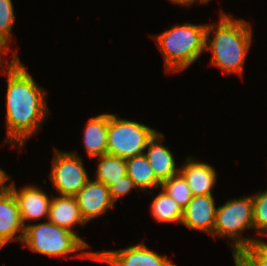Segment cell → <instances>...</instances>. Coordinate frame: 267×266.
I'll list each match as a JSON object with an SVG mask.
<instances>
[{
    "label": "cell",
    "instance_id": "21",
    "mask_svg": "<svg viewBox=\"0 0 267 266\" xmlns=\"http://www.w3.org/2000/svg\"><path fill=\"white\" fill-rule=\"evenodd\" d=\"M15 22L12 0H0V46L7 52L10 51L12 28Z\"/></svg>",
    "mask_w": 267,
    "mask_h": 266
},
{
    "label": "cell",
    "instance_id": "1",
    "mask_svg": "<svg viewBox=\"0 0 267 266\" xmlns=\"http://www.w3.org/2000/svg\"><path fill=\"white\" fill-rule=\"evenodd\" d=\"M13 53L12 60L3 70L7 74L5 143L21 148L39 130L50 112L47 92L34 81L17 53Z\"/></svg>",
    "mask_w": 267,
    "mask_h": 266
},
{
    "label": "cell",
    "instance_id": "10",
    "mask_svg": "<svg viewBox=\"0 0 267 266\" xmlns=\"http://www.w3.org/2000/svg\"><path fill=\"white\" fill-rule=\"evenodd\" d=\"M81 216L88 223L91 219L104 215L115 202L110 196L109 187L97 180H88L75 196Z\"/></svg>",
    "mask_w": 267,
    "mask_h": 266
},
{
    "label": "cell",
    "instance_id": "8",
    "mask_svg": "<svg viewBox=\"0 0 267 266\" xmlns=\"http://www.w3.org/2000/svg\"><path fill=\"white\" fill-rule=\"evenodd\" d=\"M96 261L110 266H175L167 256L150 250L144 241L120 250L97 251Z\"/></svg>",
    "mask_w": 267,
    "mask_h": 266
},
{
    "label": "cell",
    "instance_id": "19",
    "mask_svg": "<svg viewBox=\"0 0 267 266\" xmlns=\"http://www.w3.org/2000/svg\"><path fill=\"white\" fill-rule=\"evenodd\" d=\"M95 158L99 160V164L96 169V179L94 180L109 186L127 175L126 159L108 153Z\"/></svg>",
    "mask_w": 267,
    "mask_h": 266
},
{
    "label": "cell",
    "instance_id": "23",
    "mask_svg": "<svg viewBox=\"0 0 267 266\" xmlns=\"http://www.w3.org/2000/svg\"><path fill=\"white\" fill-rule=\"evenodd\" d=\"M238 257L247 266H267V243L259 238Z\"/></svg>",
    "mask_w": 267,
    "mask_h": 266
},
{
    "label": "cell",
    "instance_id": "9",
    "mask_svg": "<svg viewBox=\"0 0 267 266\" xmlns=\"http://www.w3.org/2000/svg\"><path fill=\"white\" fill-rule=\"evenodd\" d=\"M7 188L13 193L17 201L24 227L28 220H40L44 217L48 220L52 197L49 198L42 189L29 185L17 190L14 182L7 185Z\"/></svg>",
    "mask_w": 267,
    "mask_h": 266
},
{
    "label": "cell",
    "instance_id": "22",
    "mask_svg": "<svg viewBox=\"0 0 267 266\" xmlns=\"http://www.w3.org/2000/svg\"><path fill=\"white\" fill-rule=\"evenodd\" d=\"M253 226L256 232L267 236V190L252 195Z\"/></svg>",
    "mask_w": 267,
    "mask_h": 266
},
{
    "label": "cell",
    "instance_id": "2",
    "mask_svg": "<svg viewBox=\"0 0 267 266\" xmlns=\"http://www.w3.org/2000/svg\"><path fill=\"white\" fill-rule=\"evenodd\" d=\"M222 12L219 23L207 24L206 50L212 52L213 66L220 68L226 74L235 73L242 76L252 42V29L248 22L231 18Z\"/></svg>",
    "mask_w": 267,
    "mask_h": 266
},
{
    "label": "cell",
    "instance_id": "26",
    "mask_svg": "<svg viewBox=\"0 0 267 266\" xmlns=\"http://www.w3.org/2000/svg\"><path fill=\"white\" fill-rule=\"evenodd\" d=\"M172 3H175V4H180V5H183V6H191L193 3H195V1H198L199 0H170Z\"/></svg>",
    "mask_w": 267,
    "mask_h": 266
},
{
    "label": "cell",
    "instance_id": "7",
    "mask_svg": "<svg viewBox=\"0 0 267 266\" xmlns=\"http://www.w3.org/2000/svg\"><path fill=\"white\" fill-rule=\"evenodd\" d=\"M50 180L62 196H76L89 180L81 157L75 152L54 149Z\"/></svg>",
    "mask_w": 267,
    "mask_h": 266
},
{
    "label": "cell",
    "instance_id": "14",
    "mask_svg": "<svg viewBox=\"0 0 267 266\" xmlns=\"http://www.w3.org/2000/svg\"><path fill=\"white\" fill-rule=\"evenodd\" d=\"M179 173L188 183L193 196L212 195L211 190L215 186L217 173L210 164L188 157L184 166L180 167Z\"/></svg>",
    "mask_w": 267,
    "mask_h": 266
},
{
    "label": "cell",
    "instance_id": "11",
    "mask_svg": "<svg viewBox=\"0 0 267 266\" xmlns=\"http://www.w3.org/2000/svg\"><path fill=\"white\" fill-rule=\"evenodd\" d=\"M213 195L193 196L183 210L182 223L190 229L205 232L213 237L217 207Z\"/></svg>",
    "mask_w": 267,
    "mask_h": 266
},
{
    "label": "cell",
    "instance_id": "6",
    "mask_svg": "<svg viewBox=\"0 0 267 266\" xmlns=\"http://www.w3.org/2000/svg\"><path fill=\"white\" fill-rule=\"evenodd\" d=\"M157 132L144 124L110 114L107 153L123 159L144 154L148 142Z\"/></svg>",
    "mask_w": 267,
    "mask_h": 266
},
{
    "label": "cell",
    "instance_id": "17",
    "mask_svg": "<svg viewBox=\"0 0 267 266\" xmlns=\"http://www.w3.org/2000/svg\"><path fill=\"white\" fill-rule=\"evenodd\" d=\"M126 173L137 189L147 191L149 188H161L162 183L156 178L145 154L126 159Z\"/></svg>",
    "mask_w": 267,
    "mask_h": 266
},
{
    "label": "cell",
    "instance_id": "16",
    "mask_svg": "<svg viewBox=\"0 0 267 266\" xmlns=\"http://www.w3.org/2000/svg\"><path fill=\"white\" fill-rule=\"evenodd\" d=\"M110 114L89 118L83 134V144L90 158L107 154V129Z\"/></svg>",
    "mask_w": 267,
    "mask_h": 266
},
{
    "label": "cell",
    "instance_id": "29",
    "mask_svg": "<svg viewBox=\"0 0 267 266\" xmlns=\"http://www.w3.org/2000/svg\"><path fill=\"white\" fill-rule=\"evenodd\" d=\"M209 1L210 0H199L200 3H204V4L208 3Z\"/></svg>",
    "mask_w": 267,
    "mask_h": 266
},
{
    "label": "cell",
    "instance_id": "18",
    "mask_svg": "<svg viewBox=\"0 0 267 266\" xmlns=\"http://www.w3.org/2000/svg\"><path fill=\"white\" fill-rule=\"evenodd\" d=\"M153 218L159 222L182 223L183 209L163 189L150 206Z\"/></svg>",
    "mask_w": 267,
    "mask_h": 266
},
{
    "label": "cell",
    "instance_id": "5",
    "mask_svg": "<svg viewBox=\"0 0 267 266\" xmlns=\"http://www.w3.org/2000/svg\"><path fill=\"white\" fill-rule=\"evenodd\" d=\"M251 228L254 229L252 196L229 199L217 207L213 238L217 236L231 239L233 256H239L248 246L259 240L242 237V232Z\"/></svg>",
    "mask_w": 267,
    "mask_h": 266
},
{
    "label": "cell",
    "instance_id": "24",
    "mask_svg": "<svg viewBox=\"0 0 267 266\" xmlns=\"http://www.w3.org/2000/svg\"><path fill=\"white\" fill-rule=\"evenodd\" d=\"M110 196L114 202H116L121 196L129 193L133 188L137 189L133 180L125 175L116 182H113L109 186Z\"/></svg>",
    "mask_w": 267,
    "mask_h": 266
},
{
    "label": "cell",
    "instance_id": "15",
    "mask_svg": "<svg viewBox=\"0 0 267 266\" xmlns=\"http://www.w3.org/2000/svg\"><path fill=\"white\" fill-rule=\"evenodd\" d=\"M48 221L72 233H75L73 228L76 224H87L81 216L76 197L62 195L52 197Z\"/></svg>",
    "mask_w": 267,
    "mask_h": 266
},
{
    "label": "cell",
    "instance_id": "25",
    "mask_svg": "<svg viewBox=\"0 0 267 266\" xmlns=\"http://www.w3.org/2000/svg\"><path fill=\"white\" fill-rule=\"evenodd\" d=\"M9 176L0 168V193L7 187L5 184Z\"/></svg>",
    "mask_w": 267,
    "mask_h": 266
},
{
    "label": "cell",
    "instance_id": "20",
    "mask_svg": "<svg viewBox=\"0 0 267 266\" xmlns=\"http://www.w3.org/2000/svg\"><path fill=\"white\" fill-rule=\"evenodd\" d=\"M161 189L167 192L183 210L193 197L188 183L180 173L164 181L161 184Z\"/></svg>",
    "mask_w": 267,
    "mask_h": 266
},
{
    "label": "cell",
    "instance_id": "12",
    "mask_svg": "<svg viewBox=\"0 0 267 266\" xmlns=\"http://www.w3.org/2000/svg\"><path fill=\"white\" fill-rule=\"evenodd\" d=\"M23 234L24 225L17 201L13 193L6 187L0 193V249L9 241L22 242Z\"/></svg>",
    "mask_w": 267,
    "mask_h": 266
},
{
    "label": "cell",
    "instance_id": "13",
    "mask_svg": "<svg viewBox=\"0 0 267 266\" xmlns=\"http://www.w3.org/2000/svg\"><path fill=\"white\" fill-rule=\"evenodd\" d=\"M164 134L157 132L154 137L148 142L146 152H144L149 164L151 165L156 178L163 183L172 176L179 173L173 153L168 147L162 144Z\"/></svg>",
    "mask_w": 267,
    "mask_h": 266
},
{
    "label": "cell",
    "instance_id": "27",
    "mask_svg": "<svg viewBox=\"0 0 267 266\" xmlns=\"http://www.w3.org/2000/svg\"><path fill=\"white\" fill-rule=\"evenodd\" d=\"M235 266H247L238 256H234Z\"/></svg>",
    "mask_w": 267,
    "mask_h": 266
},
{
    "label": "cell",
    "instance_id": "4",
    "mask_svg": "<svg viewBox=\"0 0 267 266\" xmlns=\"http://www.w3.org/2000/svg\"><path fill=\"white\" fill-rule=\"evenodd\" d=\"M78 234V230L72 233L47 220L43 223L27 224L24 227L21 243L34 253L52 258L58 256L65 258L68 254L81 250L77 257L96 261V252L85 251L89 245Z\"/></svg>",
    "mask_w": 267,
    "mask_h": 266
},
{
    "label": "cell",
    "instance_id": "3",
    "mask_svg": "<svg viewBox=\"0 0 267 266\" xmlns=\"http://www.w3.org/2000/svg\"><path fill=\"white\" fill-rule=\"evenodd\" d=\"M206 30L207 24H177L154 36L167 72L182 71L198 60L206 51Z\"/></svg>",
    "mask_w": 267,
    "mask_h": 266
},
{
    "label": "cell",
    "instance_id": "28",
    "mask_svg": "<svg viewBox=\"0 0 267 266\" xmlns=\"http://www.w3.org/2000/svg\"><path fill=\"white\" fill-rule=\"evenodd\" d=\"M5 53H7L1 46H0V72H1V67H2V65H3V57H2V55H5Z\"/></svg>",
    "mask_w": 267,
    "mask_h": 266
}]
</instances>
